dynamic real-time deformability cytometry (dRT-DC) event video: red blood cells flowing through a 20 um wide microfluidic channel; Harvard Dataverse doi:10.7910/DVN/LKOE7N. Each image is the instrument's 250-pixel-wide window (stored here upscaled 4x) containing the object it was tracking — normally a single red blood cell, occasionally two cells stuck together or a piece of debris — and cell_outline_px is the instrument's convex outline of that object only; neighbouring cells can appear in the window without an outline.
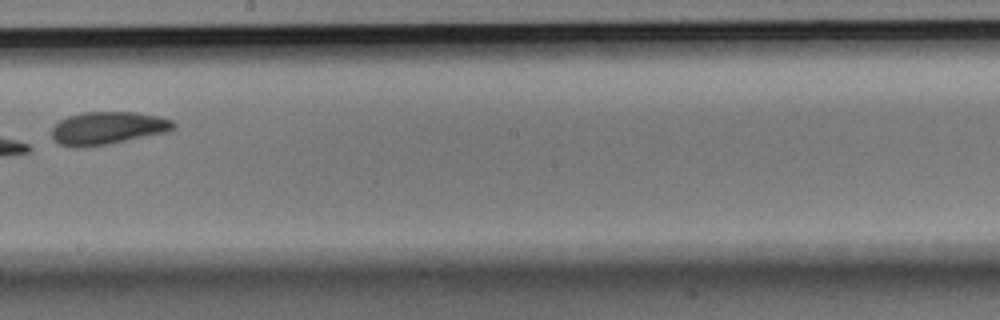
{"species": "Egyptian fruit bat (a non-hibernating species)", "species_latin": "Rousettus aegyptiacus", "temperature_condition": "room temperature", "stored_images_in_passage": 6, "camera_frame_rate_fps": 3000, "um_per_image_px": 0.085, "animal": {"sex": "male"}, "frame": {"image": 1, "passage_image": 5, "time_ms": 1.333, "image_size_px": [1000, 320], "cell_outline_px": [[176, 128], [168, 132], [108, 144], [76, 148], [72, 148], [60, 144], [52, 136], [52, 128], [60, 120], [68, 116], [84, 112], [136, 112], [156, 116], [172, 120], [176, 124]], "centroid_in_image_um": [9.17, 10.89], "position_along_channel_um": 239.0, "area_um2": 23.24}}
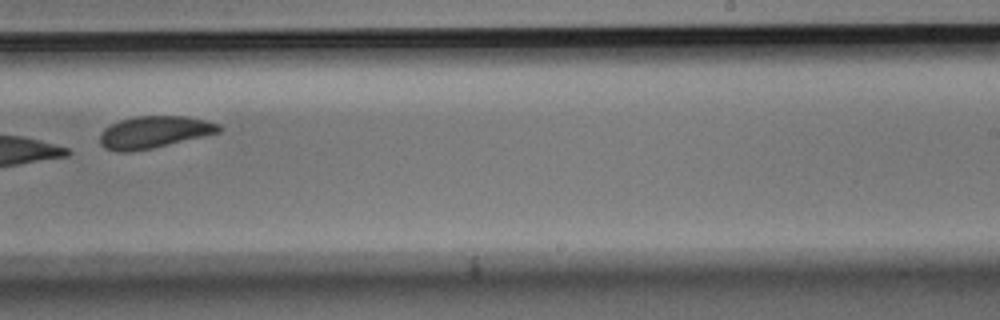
{"frame": {"image": 2, "passage_image": 6, "time_ms": 1.667, "image_size_px": [1000, 320], "cell_outline_px": [[220, 132], [204, 136], [152, 148], [132, 152], [116, 152], [104, 148], [100, 144], [100, 132], [104, 128], [120, 120], [136, 116], [188, 116], [220, 124]], "centroid_in_image_um": [13.06, 11.24], "position_along_channel_um": 275.9, "area_um2": 22.25}}